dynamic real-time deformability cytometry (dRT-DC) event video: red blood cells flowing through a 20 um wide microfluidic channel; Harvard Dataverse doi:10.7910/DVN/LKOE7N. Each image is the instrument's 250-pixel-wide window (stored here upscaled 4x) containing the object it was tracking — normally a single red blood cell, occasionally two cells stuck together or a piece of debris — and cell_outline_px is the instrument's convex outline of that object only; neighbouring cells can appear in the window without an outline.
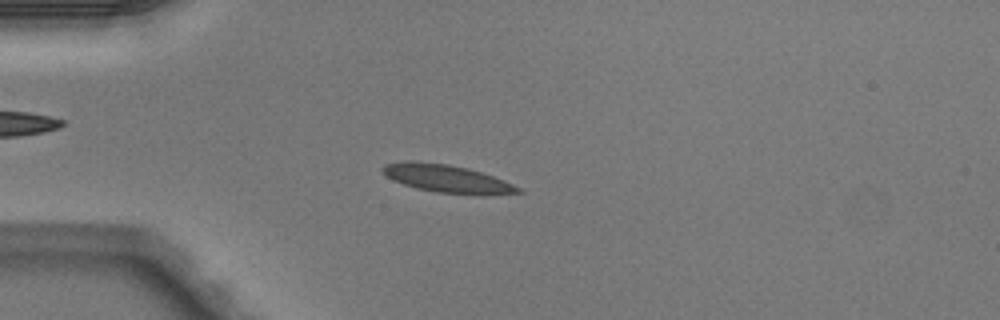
{"species": "Egyptian fruit bat (a non-hibernating species)", "species_latin": "Rousettus aegyptiacus", "temperature_condition": "warm", "stored_images_in_passage": 3, "camera_frame_rate_fps": 3000, "um_per_image_px": 0.085, "animal": {"sex": "male"}, "frame": {"image": 1, "passage_image": 3, "time_ms": 0.667, "image_size_px": [1000, 320], "cell_outline_px": [[524, 192], [484, 196], [480, 196], [436, 192], [416, 188], [392, 180], [380, 172], [380, 168], [384, 164], [408, 160], [448, 164], [468, 168], [504, 180], [520, 188]], "centroid_in_image_um": [37.98, 15.19], "position_along_channel_um": 47.0, "area_um2": 22.31}}